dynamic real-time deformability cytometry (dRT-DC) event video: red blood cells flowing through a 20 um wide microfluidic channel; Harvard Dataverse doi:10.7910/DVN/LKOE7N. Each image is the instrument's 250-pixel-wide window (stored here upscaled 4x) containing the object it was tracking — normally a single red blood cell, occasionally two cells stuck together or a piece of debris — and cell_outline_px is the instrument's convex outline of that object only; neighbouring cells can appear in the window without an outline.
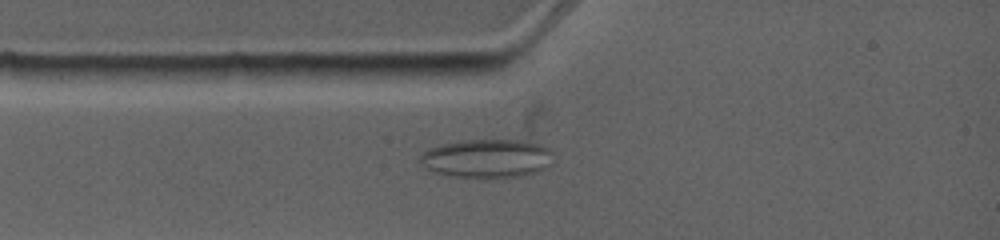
{"species": "common noctule bat (a hibernating species)", "species_latin": "Nyctalus noctula", "temperature_condition": "warm", "stored_images_in_passage": 1, "camera_frame_rate_fps": 4500, "um_per_image_px": 0.085, "animal": {"sex": "female", "body_mass_g": 19.0, "forearm_length_mm": 53.3}, "frame": {"image": 1, "passage_image": 1, "time_ms": 0.0, "image_size_px": [1000, 240], "cell_outline_px": [[552, 164], [536, 172], [516, 176], [452, 176], [436, 172], [428, 168], [420, 160], [420, 156], [428, 148], [440, 144], [464, 140], [528, 140], [540, 144], [548, 148], [552, 152]], "centroid_in_image_um": [41.43, 13.43], "position_along_channel_um": 43.6, "area_um2": 29.48}}